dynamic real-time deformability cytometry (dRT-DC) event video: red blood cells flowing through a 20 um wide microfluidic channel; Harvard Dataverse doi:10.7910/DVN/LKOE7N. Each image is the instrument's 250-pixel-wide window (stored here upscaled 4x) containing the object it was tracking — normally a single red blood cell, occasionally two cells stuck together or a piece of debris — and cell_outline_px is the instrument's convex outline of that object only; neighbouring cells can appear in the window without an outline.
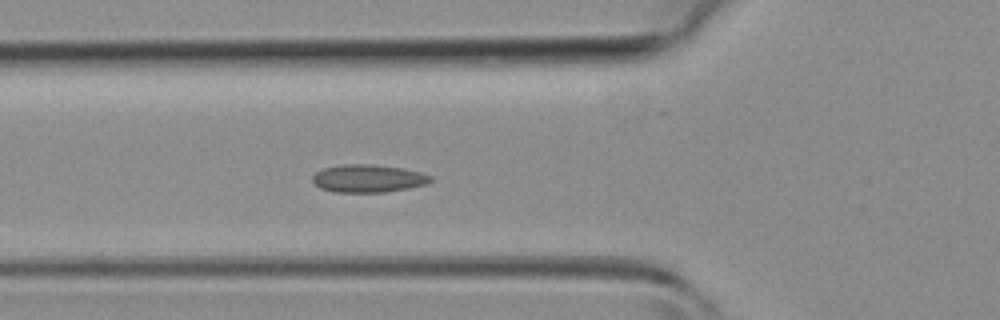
{"species": "common noctule bat (a hibernating species)", "species_latin": "Nyctalus noctula", "temperature_condition": "room temperature", "stored_images_in_passage": 20, "camera_frame_rate_fps": 3000, "um_per_image_px": 0.085, "animal": {"sex": "female", "body_mass_g": 19.3, "forearm_length_mm": 54.1}, "frame": {"image": 1, "passage_image": 15, "time_ms": 4.667, "image_size_px": [1000, 320], "cell_outline_px": [[432, 180], [428, 184], [408, 188], [384, 192], [336, 192], [320, 188], [312, 184], [312, 176], [316, 172], [324, 168], [340, 164], [372, 164], [404, 168], [420, 172], [432, 176]], "centroid_in_image_um": [31.28, 15.16], "position_along_channel_um": 94.5, "area_um2": 19.31}}
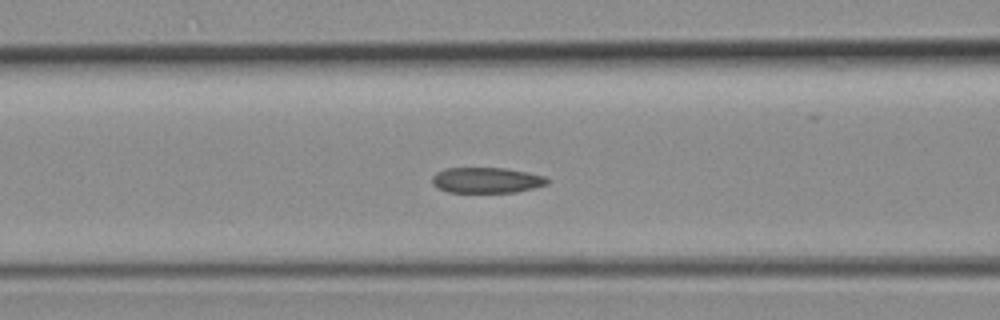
{"frame": {"image": 2, "passage_image": 17, "time_ms": 5.333, "image_size_px": [1000, 320], "cell_outline_px": [[552, 180], [548, 184], [516, 192], [448, 192], [432, 184], [432, 176], [436, 172], [444, 168], [504, 168], [528, 172], [544, 176]], "centroid_in_image_um": [41.37, 15.31], "position_along_channel_um": 125.2, "area_um2": 17.22}}